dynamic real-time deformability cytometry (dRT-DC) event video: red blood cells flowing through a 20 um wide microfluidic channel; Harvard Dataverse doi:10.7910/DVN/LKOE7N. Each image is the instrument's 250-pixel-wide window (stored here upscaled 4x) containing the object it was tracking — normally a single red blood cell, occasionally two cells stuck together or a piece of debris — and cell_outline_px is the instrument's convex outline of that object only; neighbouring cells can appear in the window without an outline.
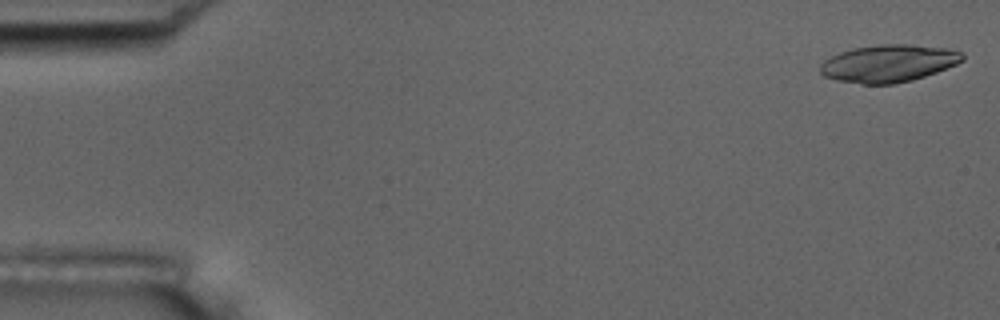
{"species": "common noctule bat (a hibernating species)", "species_latin": "Nyctalus noctula", "temperature_condition": "room temperature", "stored_images_in_passage": 52, "camera_frame_rate_fps": 3000, "um_per_image_px": 0.085, "animal": {"sex": "male", "body_mass_g": 17.5, "forearm_length_mm": 52.3}, "frame": {"image": 1, "passage_image": 1, "time_ms": 0.0, "image_size_px": [1000, 320], "cell_outline_px": [[964, 60], [956, 64], [936, 72], [912, 80], [892, 84], [860, 84], [836, 80], [824, 76], [820, 72], [820, 64], [824, 60], [840, 52], [852, 48], [880, 44], [908, 44], [948, 48], [964, 52]], "centroid_in_image_um": [75.53, 5.38], "position_along_channel_um": 9.5, "area_um2": 31.1}}
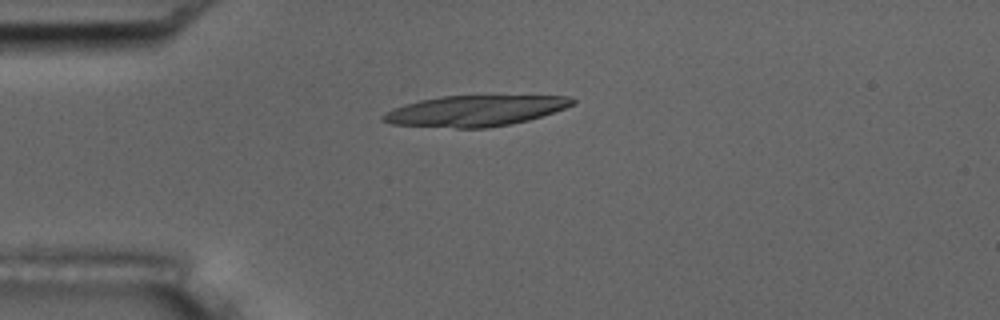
{"frame": {"image": 2, "passage_image": 13, "time_ms": 4.0, "image_size_px": [1000, 320], "cell_outline_px": [[576, 104], [528, 120], [512, 124], [488, 128], [456, 128], [392, 124], [380, 120], [380, 116], [392, 108], [404, 104], [420, 100], [440, 96], [572, 96], [576, 100]], "centroid_in_image_um": [40.36, 9.42], "position_along_channel_um": 44.6, "area_um2": 33.99}}